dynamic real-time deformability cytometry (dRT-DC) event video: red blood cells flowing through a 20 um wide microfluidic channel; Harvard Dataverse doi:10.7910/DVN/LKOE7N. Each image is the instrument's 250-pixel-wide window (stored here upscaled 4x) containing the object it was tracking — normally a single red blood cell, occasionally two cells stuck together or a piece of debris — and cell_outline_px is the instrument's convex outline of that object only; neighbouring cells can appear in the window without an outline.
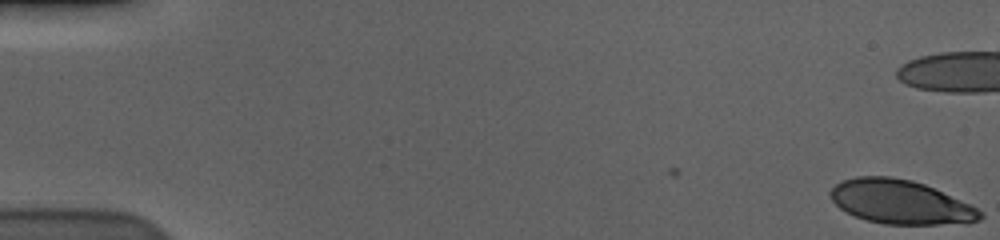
{"species": "human", "species_latin": "Homo sapiens", "temperature_condition": "cold", "stored_images_in_passage": 47, "camera_frame_rate_fps": 3000, "um_per_image_px": 0.085, "donor": {"sex": "male"}, "frame": {"image": 1, "passage_image": 1, "time_ms": 0.0, "image_size_px": [1000, 240], "cell_outline_px": [[984, 216], [980, 220], [936, 224], [884, 224], [868, 220], [856, 216], [840, 208], [832, 200], [828, 192], [840, 180], [856, 176], [892, 176], [912, 180], [924, 184], [968, 204], [984, 212]], "centroid_in_image_um": [76.48, 17.15], "position_along_channel_um": 8.5, "area_um2": 37.86}}
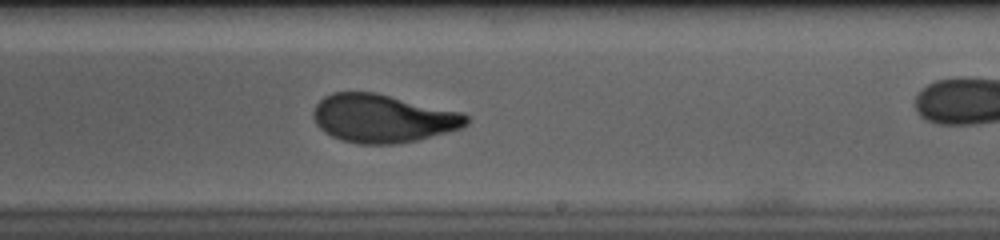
{"frame": {"image": 2, "passage_image": 36, "time_ms": 11.667, "image_size_px": [1000, 240], "cell_outline_px": [[468, 124], [460, 128], [448, 132], [416, 140], [396, 144], [356, 144], [340, 140], [324, 132], [316, 124], [312, 116], [312, 112], [316, 104], [324, 96], [332, 92], [376, 92], [464, 112], [468, 116]], "centroid_in_image_um": [32.53, 10.06], "position_along_channel_um": 256.5, "area_um2": 43.41}}
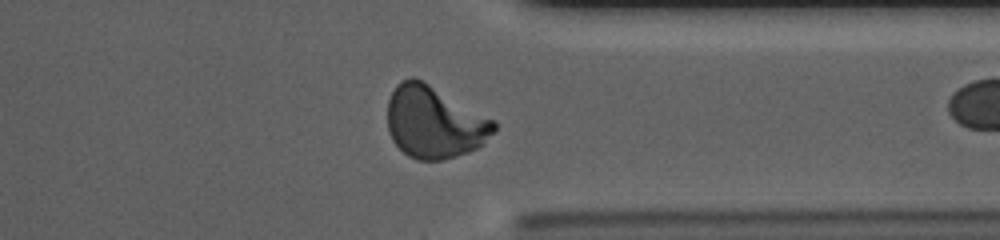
{"frame": {"image": 3, "passage_image": 46, "time_ms": 15.0, "image_size_px": [1000, 240], "cell_outline_px": [[496, 132], [484, 144], [468, 152], [456, 156], [440, 160], [416, 160], [408, 156], [392, 140], [388, 132], [388, 100], [396, 84], [400, 80], [412, 76], [428, 84], [496, 120]], "centroid_in_image_um": [36.93, 10.4], "position_along_channel_um": 374.5, "area_um2": 44.8}}